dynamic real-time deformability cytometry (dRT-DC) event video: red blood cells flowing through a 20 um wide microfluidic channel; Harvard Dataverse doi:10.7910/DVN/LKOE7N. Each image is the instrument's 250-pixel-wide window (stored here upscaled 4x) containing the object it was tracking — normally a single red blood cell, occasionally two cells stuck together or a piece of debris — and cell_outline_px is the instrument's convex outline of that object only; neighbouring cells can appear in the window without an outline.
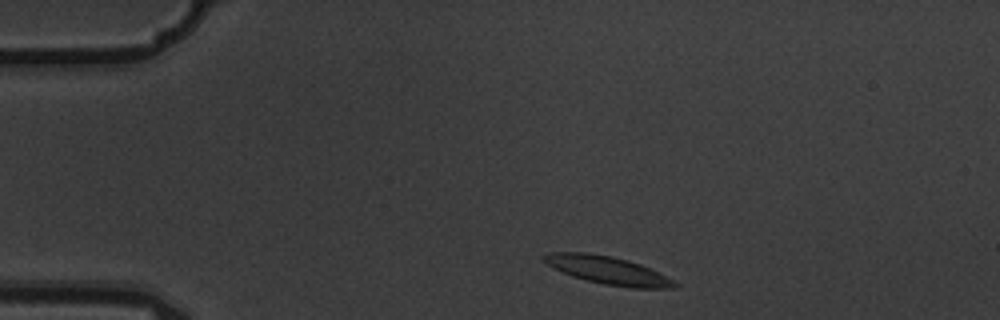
{"species": "common noctule bat (a hibernating species)", "species_latin": "Nyctalus noctula", "temperature_condition": "warm", "stored_images_in_passage": 2, "camera_frame_rate_fps": 3000, "um_per_image_px": 0.085, "animal": {"sex": "male", "body_mass_g": 19.5, "forearm_length_mm": 54.6}, "frame": {"image": 1, "passage_image": 1, "time_ms": 0.0, "image_size_px": [1000, 320], "cell_outline_px": [[680, 284], [676, 288], [632, 288], [604, 284], [572, 276], [548, 264], [540, 256], [548, 252], [588, 252], [612, 256], [628, 260], [640, 264]], "centroid_in_image_um": [51.65, 22.96], "position_along_channel_um": 33.3, "area_um2": 20.98}}